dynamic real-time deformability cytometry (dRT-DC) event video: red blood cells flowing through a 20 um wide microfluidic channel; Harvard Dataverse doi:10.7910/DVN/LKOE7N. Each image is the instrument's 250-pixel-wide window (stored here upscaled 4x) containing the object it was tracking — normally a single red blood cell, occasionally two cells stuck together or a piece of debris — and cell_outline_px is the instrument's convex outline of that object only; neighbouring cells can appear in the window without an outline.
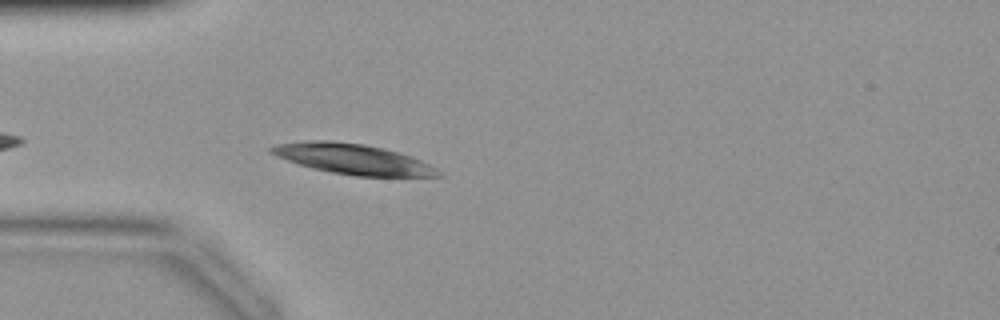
{"species": "common noctule bat (a hibernating species)", "species_latin": "Nyctalus noctula", "temperature_condition": "warm", "stored_images_in_passage": 25, "camera_frame_rate_fps": 3000, "um_per_image_px": 0.085, "animal": {"sex": "female", "body_mass_g": 19.9}, "frame": {"image": 1, "passage_image": 2, "time_ms": 0.333, "image_size_px": [1000, 320], "cell_outline_px": [[444, 176], [356, 176], [328, 172], [312, 168], [276, 156], [268, 152], [268, 148], [276, 144], [304, 140], [332, 140], [364, 144], [384, 148], [420, 160], [444, 172]], "centroid_in_image_um": [29.96, 13.51], "position_along_channel_um": 55.0, "area_um2": 29.54}}
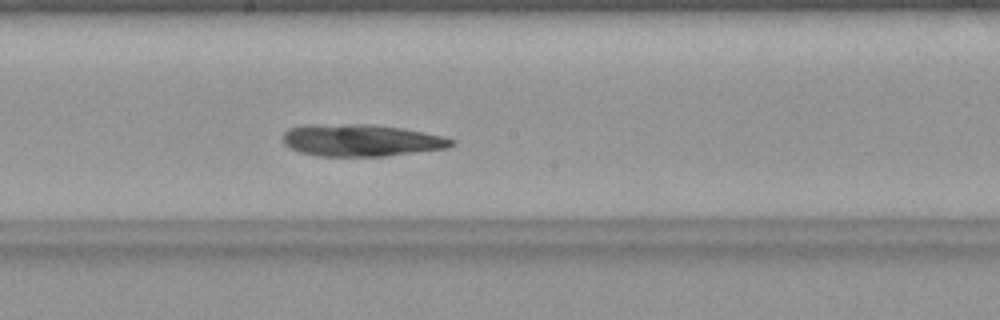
{"frame": {"image": 2, "passage_image": 13, "time_ms": 4.0, "image_size_px": [1000, 320], "cell_outline_px": [[456, 144], [448, 148], [384, 156], [316, 156], [300, 152], [288, 148], [284, 144], [280, 136], [288, 128], [304, 124], [372, 124], [404, 128], [444, 136], [456, 140]], "centroid_in_image_um": [30.66, 11.91], "position_along_channel_um": 217.5, "area_um2": 32.08}}
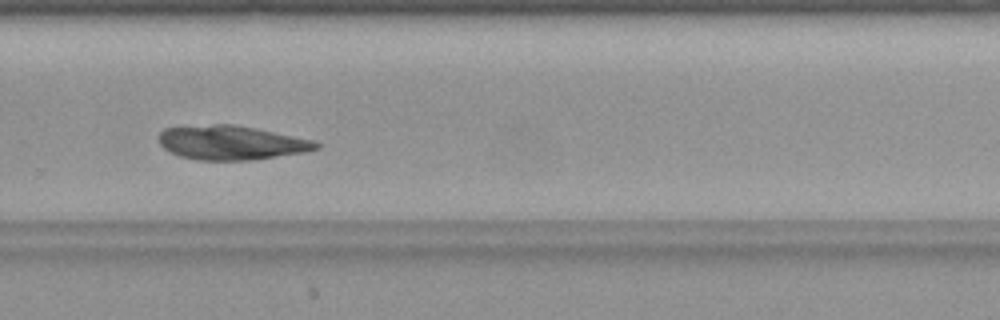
{"frame": {"image": 3, "passage_image": 19, "time_ms": 6.0, "image_size_px": [1000, 320], "cell_outline_px": [[320, 148], [304, 152], [252, 160], [196, 160], [180, 156], [164, 148], [160, 144], [156, 136], [164, 128], [212, 124], [236, 124], [316, 140], [320, 144]], "centroid_in_image_um": [19.66, 12.12], "position_along_channel_um": 310.1, "area_um2": 31.56}}